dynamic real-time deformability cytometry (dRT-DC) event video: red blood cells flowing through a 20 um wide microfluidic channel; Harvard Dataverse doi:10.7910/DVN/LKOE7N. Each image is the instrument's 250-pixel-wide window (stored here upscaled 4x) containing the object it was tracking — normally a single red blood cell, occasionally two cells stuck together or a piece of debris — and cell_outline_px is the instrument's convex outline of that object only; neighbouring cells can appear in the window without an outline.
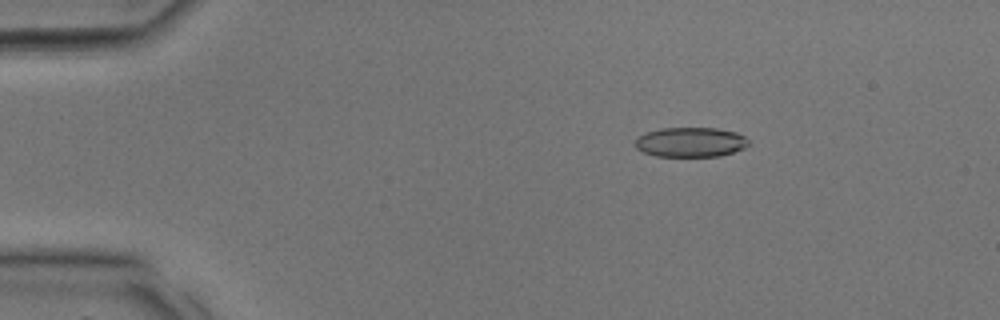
{"species": "common noctule bat (a hibernating species)", "species_latin": "Nyctalus noctula", "temperature_condition": "room temperature", "stored_images_in_passage": 32, "camera_frame_rate_fps": 3000, "um_per_image_px": 0.085, "animal": {"sex": "male", "body_mass_g": 17.9, "forearm_length_mm": 54.2}, "frame": {"image": 1, "passage_image": 6, "time_ms": 1.667, "image_size_px": [1000, 320], "cell_outline_px": [[748, 144], [744, 148], [720, 156], [656, 156], [644, 152], [636, 148], [632, 144], [636, 136], [644, 132], [660, 128], [716, 128], [736, 132], [744, 136], [748, 140]], "centroid_in_image_um": [58.63, 12.07], "position_along_channel_um": 26.4, "area_um2": 19.83}}
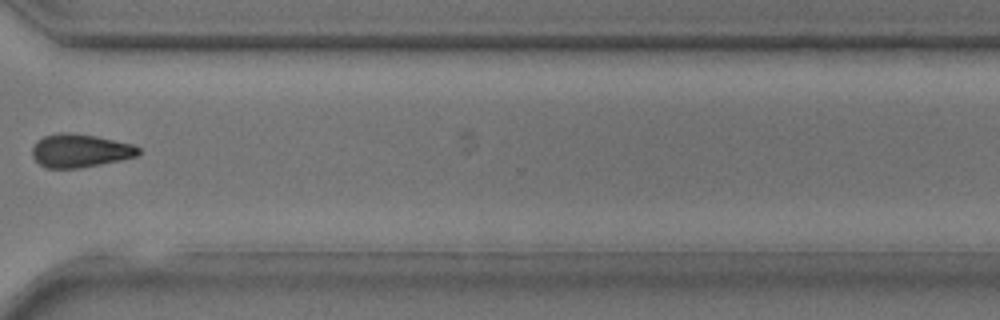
{"frame": {"image": 2, "passage_image": 25, "time_ms": 8.0, "image_size_px": [1000, 320], "cell_outline_px": [[140, 152], [136, 156], [120, 160], [80, 168], [44, 168], [32, 156], [32, 148], [36, 140], [44, 136], [60, 132], [72, 132], [96, 136], [132, 144], [140, 148]], "centroid_in_image_um": [6.77, 12.8], "position_along_channel_um": 363.8, "area_um2": 20.69}}
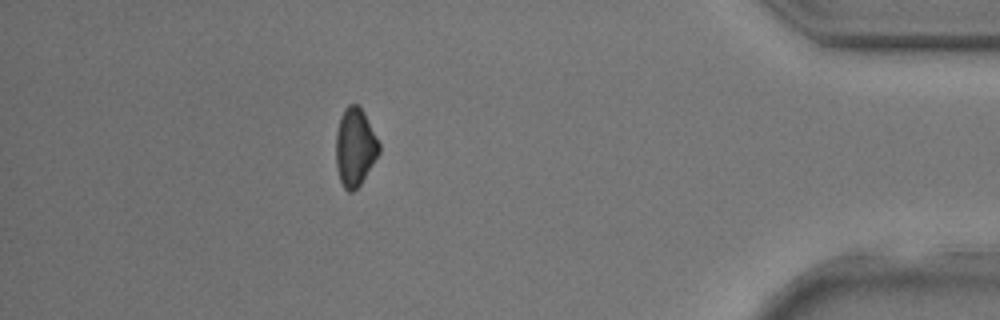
{"frame": {"image": 3, "passage_image": 29, "time_ms": 9.333, "image_size_px": [1000, 320], "cell_outline_px": [[380, 152], [360, 184], [352, 192], [348, 192], [344, 188], [340, 180], [336, 168], [336, 132], [340, 116], [344, 108], [348, 104], [356, 104], [364, 112], [380, 144]], "centroid_in_image_um": [30.16, 12.49], "position_along_channel_um": 405.0, "area_um2": 19.59}}